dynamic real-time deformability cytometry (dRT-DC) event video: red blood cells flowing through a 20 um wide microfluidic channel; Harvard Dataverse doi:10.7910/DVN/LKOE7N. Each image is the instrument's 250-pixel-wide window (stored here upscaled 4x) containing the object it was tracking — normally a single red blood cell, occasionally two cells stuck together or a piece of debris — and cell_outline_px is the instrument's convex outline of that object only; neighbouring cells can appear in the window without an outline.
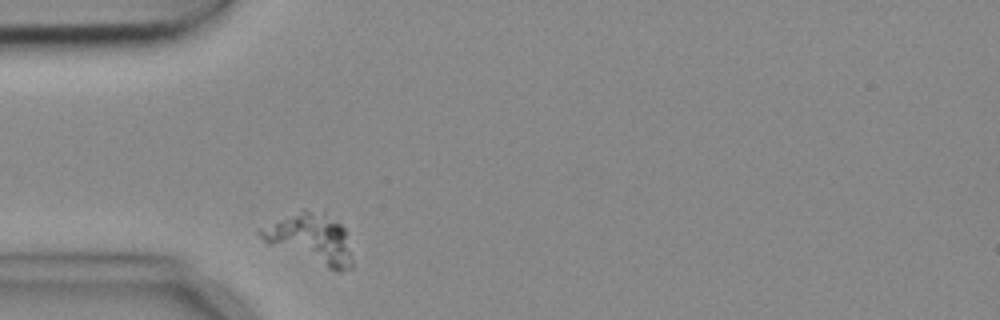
{"species": "common noctule bat (a hibernating species)", "species_latin": "Nyctalus noctula", "temperature_condition": "cold", "stored_images_in_passage": 1, "camera_frame_rate_fps": 3000, "um_per_image_px": 0.085, "animal": {"sex": "female", "body_mass_g": 18.4}, "frame": {"image": 1, "passage_image": 1, "time_ms": 0.0, "image_size_px": [1000, 320], "cell_outline_px": [[352, 268], [340, 272], [336, 272], [268, 244], [256, 232], [304, 208], [324, 212], [340, 224], [344, 228], [352, 260]], "centroid_in_image_um": [26.46, 20.31], "position_along_channel_um": 58.5, "area_um2": 26.18}}